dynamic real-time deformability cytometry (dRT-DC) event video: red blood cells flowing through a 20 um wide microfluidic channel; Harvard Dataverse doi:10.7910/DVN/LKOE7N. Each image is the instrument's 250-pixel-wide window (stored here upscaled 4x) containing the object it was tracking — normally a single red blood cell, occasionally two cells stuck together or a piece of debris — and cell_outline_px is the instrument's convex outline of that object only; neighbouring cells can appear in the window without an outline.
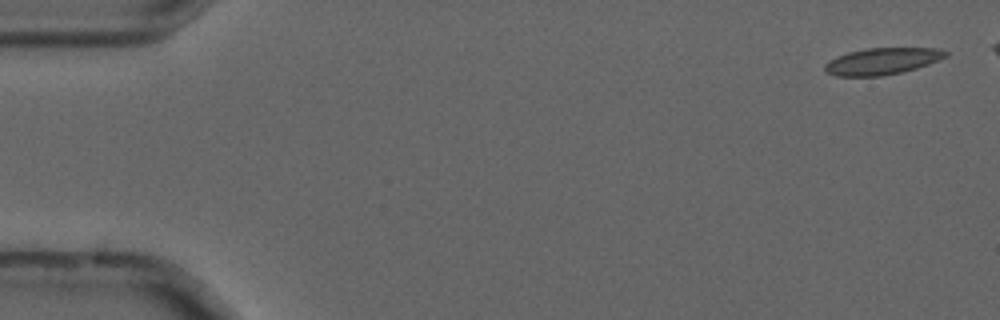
{"species": "common noctule bat (a hibernating species)", "species_latin": "Nyctalus noctula", "temperature_condition": "cold", "stored_images_in_passage": 51, "camera_frame_rate_fps": 3000, "um_per_image_px": 0.085, "animal": {"sex": "male", "forearm_length_mm": 52.5}, "frame": {"image": 1, "passage_image": 2, "time_ms": 0.333, "image_size_px": [1000, 320], "cell_outline_px": [[948, 56], [928, 64], [916, 68], [900, 72], [880, 76], [836, 76], [824, 72], [824, 64], [836, 56], [848, 52], [868, 48], [940, 48], [948, 52]], "centroid_in_image_um": [74.96, 5.2], "position_along_channel_um": 10.0, "area_um2": 18.79}}
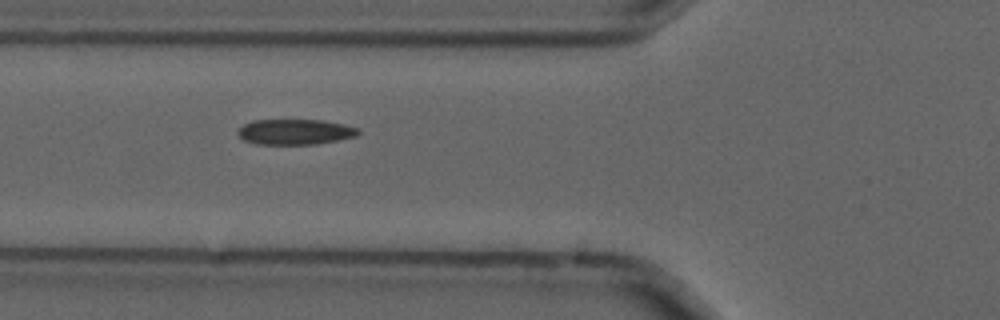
{"frame": {"image": 2, "passage_image": 20, "time_ms": 6.333, "image_size_px": [1000, 320], "cell_outline_px": [[360, 132], [356, 136], [316, 144], [256, 144], [244, 140], [236, 132], [244, 124], [252, 120], [324, 120], [344, 124], [360, 128]], "centroid_in_image_um": [25.09, 11.2], "position_along_channel_um": 100.7, "area_um2": 17.86}}
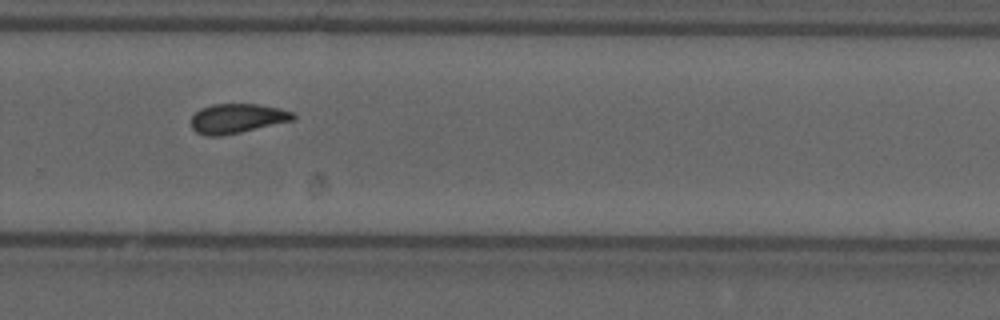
{"frame": {"image": 3, "passage_image": 37, "time_ms": 12.0, "image_size_px": [1000, 320], "cell_outline_px": [[296, 120], [224, 136], [204, 136], [196, 132], [192, 128], [192, 116], [200, 108], [212, 104], [256, 104], [280, 108], [292, 112], [296, 116]], "centroid_in_image_um": [20.17, 10.08], "position_along_channel_um": 309.6, "area_um2": 17.8}, "authors_computed_cell_mechanics": {"area_um2": 18.0914, "velocity_mm_per_s": 3.6894, "shape_relaxation_time_tau1_ms": 5.8108, "shape_relaxation_time_tau2_ms": 1.9883, "deformation_change_tau1": 0.1294, "deformation_change_tau2": 0.084}}